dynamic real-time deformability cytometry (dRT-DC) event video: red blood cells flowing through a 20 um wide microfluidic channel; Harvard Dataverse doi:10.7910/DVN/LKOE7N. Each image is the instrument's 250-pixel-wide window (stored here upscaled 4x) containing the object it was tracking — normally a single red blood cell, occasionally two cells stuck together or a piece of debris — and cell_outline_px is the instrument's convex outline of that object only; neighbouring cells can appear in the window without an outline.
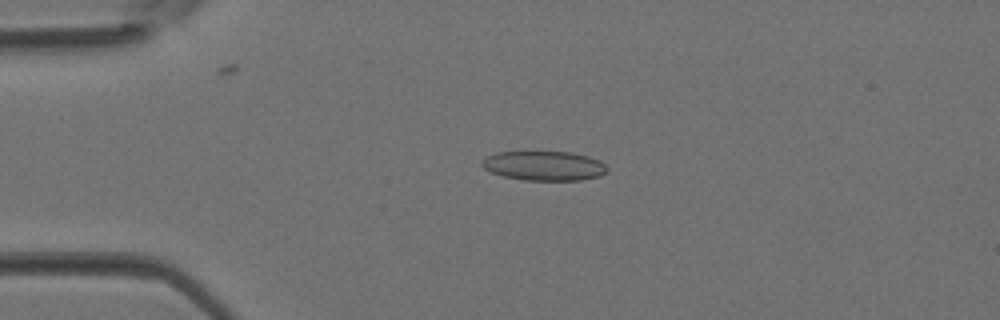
{"species": "Egyptian fruit bat (a non-hibernating species)", "species_latin": "Rousettus aegyptiacus", "temperature_condition": "room temperature", "stored_images_in_passage": 4, "camera_frame_rate_fps": 3000, "um_per_image_px": 0.085, "animal": {"sex": "female"}, "frame": {"image": 1, "passage_image": 3, "time_ms": 0.667, "image_size_px": [1000, 320], "cell_outline_px": [[608, 172], [600, 176], [580, 180], [524, 180], [504, 176], [492, 172], [484, 168], [480, 164], [480, 160], [496, 152], [572, 152], [588, 156], [600, 160], [608, 168]], "centroid_in_image_um": [46.26, 14.09], "position_along_channel_um": 38.7, "area_um2": 21.56}}